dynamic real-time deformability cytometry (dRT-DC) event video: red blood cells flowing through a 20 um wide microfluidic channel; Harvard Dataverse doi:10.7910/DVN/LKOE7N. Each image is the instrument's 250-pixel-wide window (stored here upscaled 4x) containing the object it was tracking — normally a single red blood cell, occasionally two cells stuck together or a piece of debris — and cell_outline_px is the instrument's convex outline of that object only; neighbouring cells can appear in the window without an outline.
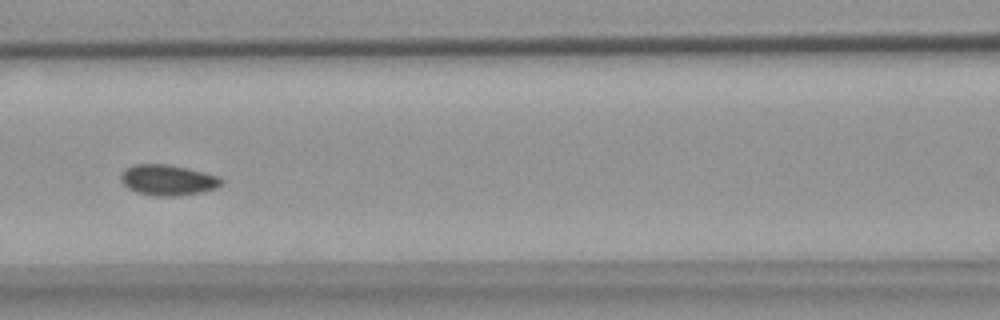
{"species": "common noctule bat (a hibernating species)", "species_latin": "Nyctalus noctula", "temperature_condition": "warm", "stored_images_in_passage": 10, "camera_frame_rate_fps": 3000, "um_per_image_px": 0.085, "animal": {"sex": "female", "body_mass_g": 18.4}, "frame": {"image": 1, "passage_image": 6, "time_ms": 7.0, "image_size_px": [1000, 320], "cell_outline_px": [[224, 180], [216, 188], [204, 192], [180, 196], [152, 196], [136, 192], [128, 188], [120, 180], [120, 176], [124, 168], [136, 164], [168, 164], [188, 168], [220, 176]], "centroid_in_image_um": [14.27, 15.31], "position_along_channel_um": 152.3, "area_um2": 18.26}}
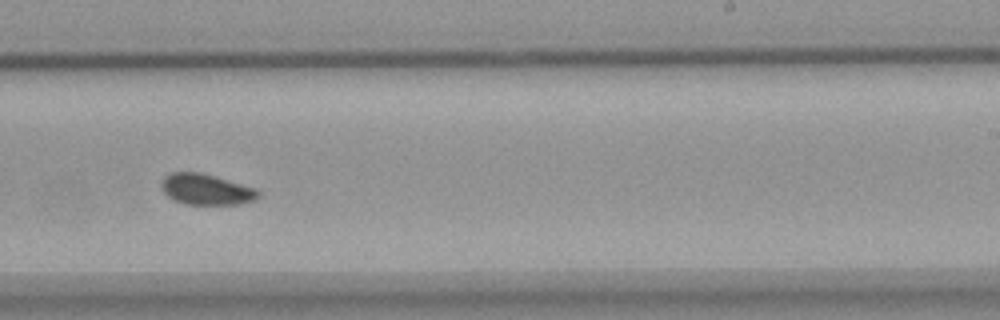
{"frame": {"image": 2, "passage_image": 9, "time_ms": 10.333, "image_size_px": [1000, 320], "cell_outline_px": [[260, 196], [256, 200], [240, 204], [184, 204], [172, 200], [164, 192], [160, 184], [164, 176], [172, 172], [200, 172], [256, 188], [260, 192]], "centroid_in_image_um": [17.52, 16.1], "position_along_channel_um": 271.5, "area_um2": 17.51}}
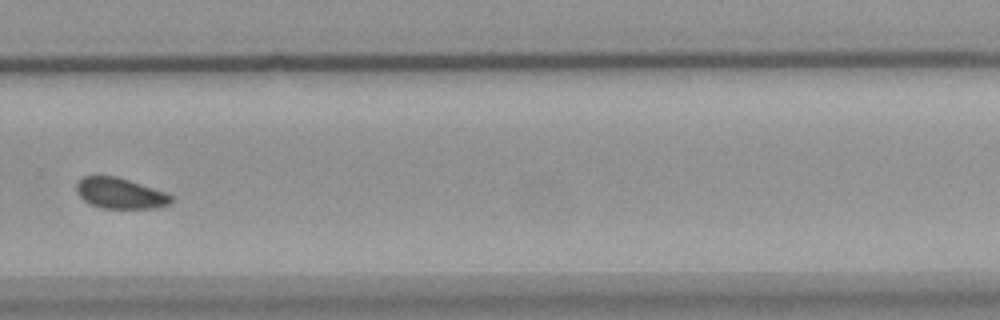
{"frame": {"image": 3, "passage_image": 10, "time_ms": 11.667, "image_size_px": [1000, 320], "cell_outline_px": [[172, 200], [168, 204], [156, 208], [100, 208], [88, 204], [76, 192], [76, 184], [84, 176], [116, 176], [164, 192], [172, 196]], "centroid_in_image_um": [10.16, 16.44], "position_along_channel_um": 319.6, "area_um2": 16.76}}